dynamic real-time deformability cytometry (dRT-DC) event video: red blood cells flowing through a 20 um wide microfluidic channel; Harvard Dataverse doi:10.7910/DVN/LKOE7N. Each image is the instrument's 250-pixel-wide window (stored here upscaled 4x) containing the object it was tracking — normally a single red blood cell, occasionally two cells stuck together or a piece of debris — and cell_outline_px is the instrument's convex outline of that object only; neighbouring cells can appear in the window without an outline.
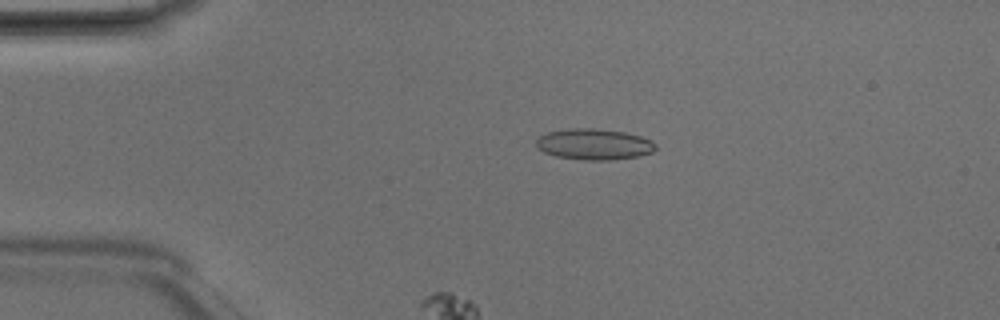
{"species": "Egyptian fruit bat (a non-hibernating species)", "species_latin": "Rousettus aegyptiacus", "temperature_condition": "room temperature", "stored_images_in_passage": 4, "camera_frame_rate_fps": 3000, "um_per_image_px": 0.085, "animal": {"sex": "male"}, "frame": {"image": 1, "passage_image": 2, "time_ms": 0.333, "image_size_px": [1000, 320], "cell_outline_px": [[656, 148], [652, 152], [636, 156], [608, 160], [584, 160], [556, 156], [544, 152], [536, 148], [536, 140], [540, 136], [548, 132], [568, 128], [592, 128], [624, 132], [640, 136], [652, 140], [656, 144]], "centroid_in_image_um": [50.47, 12.25], "position_along_channel_um": 34.5, "area_um2": 21.5}}